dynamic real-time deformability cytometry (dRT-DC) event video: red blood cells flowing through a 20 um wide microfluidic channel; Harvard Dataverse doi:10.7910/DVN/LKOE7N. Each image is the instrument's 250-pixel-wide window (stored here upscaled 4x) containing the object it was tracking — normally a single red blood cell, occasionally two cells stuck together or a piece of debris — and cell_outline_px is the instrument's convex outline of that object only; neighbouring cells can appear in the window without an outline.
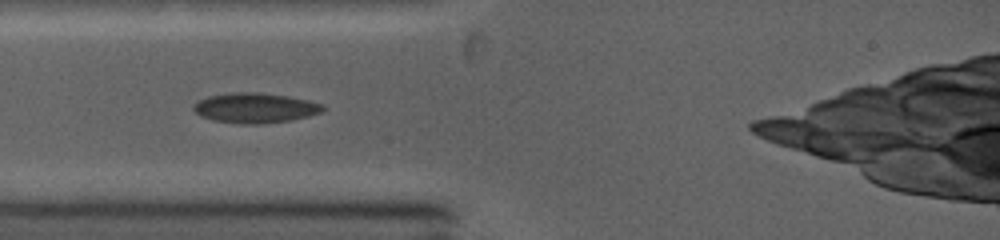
{"species": "common noctule bat (a hibernating species)", "species_latin": "Nyctalus noctula", "temperature_condition": "warm", "stored_images_in_passage": 28, "camera_frame_rate_fps": 5000, "um_per_image_px": 0.085, "animal": {"sex": "female", "body_mass_g": 19.0, "forearm_length_mm": 53.3}, "frame": {"image": 1, "passage_image": 1, "time_ms": 0.0, "image_size_px": [1000, 240], "cell_outline_px": [[324, 108], [320, 112], [308, 116], [292, 120], [260, 124], [240, 124], [212, 120], [200, 116], [192, 108], [192, 104], [208, 96], [232, 92], [260, 92], [288, 96], [308, 100], [324, 104]], "centroid_in_image_um": [21.66, 9.17], "position_along_channel_um": 63.3, "area_um2": 22.77}}
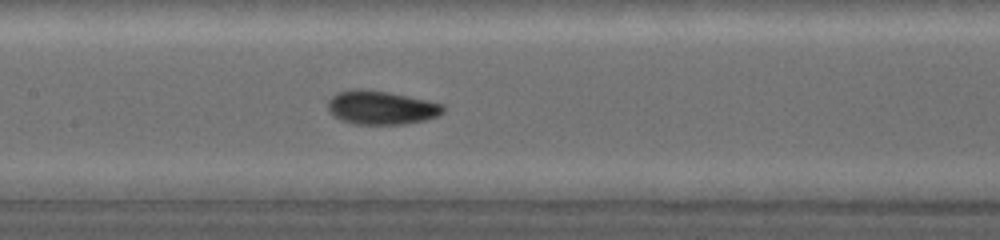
{"frame": {"image": 2, "passage_image": 9, "time_ms": 2.6, "image_size_px": [1000, 240], "cell_outline_px": [[444, 112], [436, 116], [424, 120], [404, 124], [352, 124], [340, 120], [328, 108], [328, 100], [332, 96], [340, 92], [360, 88], [388, 92], [428, 100], [444, 104]], "centroid_in_image_um": [32.42, 9.15], "position_along_channel_um": 175.0, "area_um2": 22.48}}
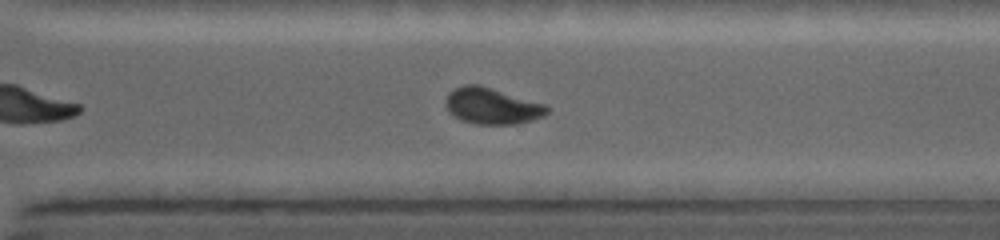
{"frame": {"image": 3, "passage_image": 20, "time_ms": 6.2, "image_size_px": [1000, 240], "cell_outline_px": [[548, 112], [544, 116], [532, 120], [516, 124], [476, 124], [460, 120], [452, 116], [448, 112], [444, 104], [444, 100], [448, 92], [464, 84], [480, 84], [544, 104], [548, 108]], "centroid_in_image_um": [41.75, 9.01], "position_along_channel_um": 328.8, "area_um2": 21.62}}